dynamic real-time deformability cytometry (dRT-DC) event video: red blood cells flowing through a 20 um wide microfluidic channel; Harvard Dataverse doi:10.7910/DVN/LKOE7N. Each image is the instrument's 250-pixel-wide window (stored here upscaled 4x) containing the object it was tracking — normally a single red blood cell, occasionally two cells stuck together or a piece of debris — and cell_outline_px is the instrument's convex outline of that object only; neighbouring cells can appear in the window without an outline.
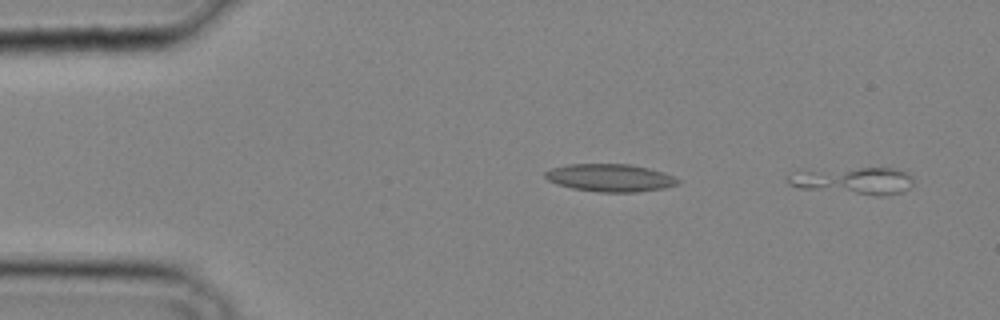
{"species": "common noctule bat (a hibernating species)", "species_latin": "Nyctalus noctula", "temperature_condition": "cold", "stored_images_in_passage": 4, "segment_of_instrument_passage": [1, 2], "camera_frame_rate_fps": 3000, "um_per_image_px": 0.085, "animal": {"sex": "male", "body_mass_g": 20.4}, "frame": {"image": 1, "passage_image": 1, "time_ms": 0.0, "image_size_px": [1000, 320], "cell_outline_px": [[912, 184], [908, 188], [900, 192], [884, 196], [876, 196], [800, 188], [788, 184], [784, 180], [788, 176], [808, 172], [860, 168], [888, 168], [904, 172], [912, 176]], "centroid_in_image_um": [72.62, 15.4], "position_along_channel_um": 12.4, "area_um2": 19.07}}